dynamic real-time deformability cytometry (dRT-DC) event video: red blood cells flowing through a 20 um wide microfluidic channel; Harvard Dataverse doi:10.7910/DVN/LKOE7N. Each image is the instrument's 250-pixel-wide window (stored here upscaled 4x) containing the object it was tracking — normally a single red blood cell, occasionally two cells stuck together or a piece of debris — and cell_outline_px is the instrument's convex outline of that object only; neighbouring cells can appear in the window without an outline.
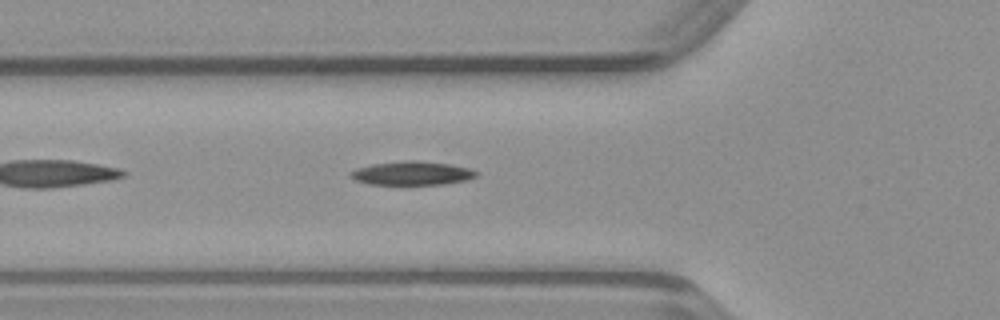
{"species": "common noctule bat (a hibernating species)", "species_latin": "Nyctalus noctula", "temperature_condition": "warm", "stored_images_in_passage": 31, "camera_frame_rate_fps": 3000, "um_per_image_px": 0.085, "animal": {"sex": "male", "body_mass_g": 23.1, "forearm_length_mm": 52.7}, "frame": {"image": 1, "passage_image": 3, "time_ms": 0.667, "image_size_px": [1000, 320], "cell_outline_px": [[476, 176], [464, 180], [444, 184], [368, 184], [356, 180], [348, 176], [348, 172], [356, 168], [372, 164], [408, 160], [416, 160], [452, 164], [468, 168], [476, 172]], "centroid_in_image_um": [34.95, 14.71], "position_along_channel_um": 90.8, "area_um2": 17.28}}
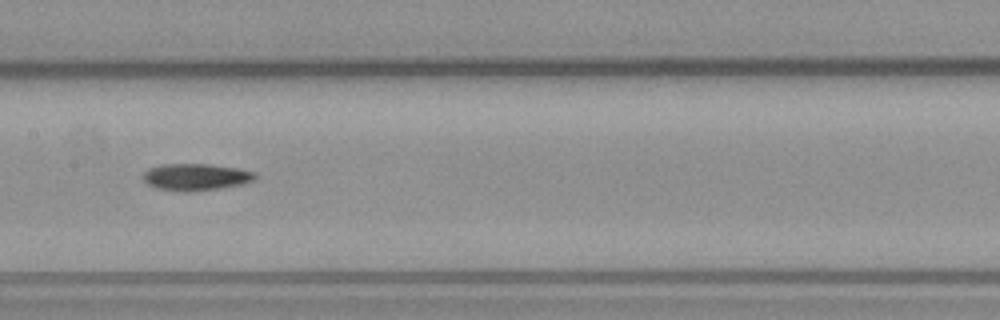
{"frame": {"image": 2, "passage_image": 10, "time_ms": 3.0, "image_size_px": [1000, 320], "cell_outline_px": [[256, 176], [252, 180], [240, 184], [220, 188], [156, 188], [148, 184], [144, 180], [144, 172], [148, 168], [160, 164], [208, 164], [240, 168], [256, 172]], "centroid_in_image_um": [16.67, 14.97], "position_along_channel_um": 190.7, "area_um2": 16.53}}
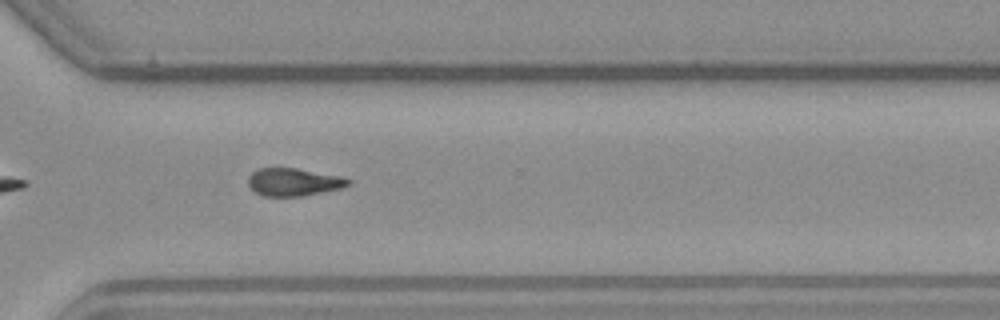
{"frame": {"image": 3, "passage_image": 21, "time_ms": 6.667, "image_size_px": [1000, 320], "cell_outline_px": [[352, 184], [344, 188], [300, 196], [264, 196], [256, 192], [248, 184], [248, 176], [256, 168], [296, 168], [340, 176], [352, 180]], "centroid_in_image_um": [24.98, 15.47], "position_along_channel_um": 345.6, "area_um2": 16.24}}